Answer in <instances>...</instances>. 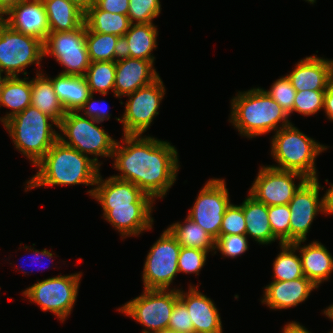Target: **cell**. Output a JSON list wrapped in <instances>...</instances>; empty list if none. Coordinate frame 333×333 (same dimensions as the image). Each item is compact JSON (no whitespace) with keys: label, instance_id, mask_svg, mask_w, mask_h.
Segmentation results:
<instances>
[{"label":"cell","instance_id":"cell-1","mask_svg":"<svg viewBox=\"0 0 333 333\" xmlns=\"http://www.w3.org/2000/svg\"><path fill=\"white\" fill-rule=\"evenodd\" d=\"M116 142L113 167L120 175L113 177L131 182L155 199L163 198L174 185L179 171L175 146L151 136L123 135Z\"/></svg>","mask_w":333,"mask_h":333},{"label":"cell","instance_id":"cell-2","mask_svg":"<svg viewBox=\"0 0 333 333\" xmlns=\"http://www.w3.org/2000/svg\"><path fill=\"white\" fill-rule=\"evenodd\" d=\"M38 172L26 182L25 191L36 187L85 184L95 187L100 166L92 158L57 140L35 165Z\"/></svg>","mask_w":333,"mask_h":333},{"label":"cell","instance_id":"cell-3","mask_svg":"<svg viewBox=\"0 0 333 333\" xmlns=\"http://www.w3.org/2000/svg\"><path fill=\"white\" fill-rule=\"evenodd\" d=\"M288 119L289 114L260 87L239 91L231 99L229 121L249 139L290 125Z\"/></svg>","mask_w":333,"mask_h":333},{"label":"cell","instance_id":"cell-4","mask_svg":"<svg viewBox=\"0 0 333 333\" xmlns=\"http://www.w3.org/2000/svg\"><path fill=\"white\" fill-rule=\"evenodd\" d=\"M53 124L58 128L53 118L30 105L7 120L3 126L10 134L16 150L35 166L59 139Z\"/></svg>","mask_w":333,"mask_h":333},{"label":"cell","instance_id":"cell-5","mask_svg":"<svg viewBox=\"0 0 333 333\" xmlns=\"http://www.w3.org/2000/svg\"><path fill=\"white\" fill-rule=\"evenodd\" d=\"M274 134L270 152L278 165L269 166L300 173L307 179H318L315 160L328 147L303 134L292 123Z\"/></svg>","mask_w":333,"mask_h":333},{"label":"cell","instance_id":"cell-6","mask_svg":"<svg viewBox=\"0 0 333 333\" xmlns=\"http://www.w3.org/2000/svg\"><path fill=\"white\" fill-rule=\"evenodd\" d=\"M96 123L102 122L83 116L78 111L66 112L58 124V128L63 133L58 134V140L86 156L93 155V161L100 166L103 163L98 162V157L112 158L117 140H114Z\"/></svg>","mask_w":333,"mask_h":333},{"label":"cell","instance_id":"cell-7","mask_svg":"<svg viewBox=\"0 0 333 333\" xmlns=\"http://www.w3.org/2000/svg\"><path fill=\"white\" fill-rule=\"evenodd\" d=\"M179 300V289H144L142 294L118 308L143 325L142 333L168 329L172 310Z\"/></svg>","mask_w":333,"mask_h":333},{"label":"cell","instance_id":"cell-8","mask_svg":"<svg viewBox=\"0 0 333 333\" xmlns=\"http://www.w3.org/2000/svg\"><path fill=\"white\" fill-rule=\"evenodd\" d=\"M81 276L82 272L38 280L22 293L30 302L38 304L42 311L52 312L63 322L73 310Z\"/></svg>","mask_w":333,"mask_h":333},{"label":"cell","instance_id":"cell-9","mask_svg":"<svg viewBox=\"0 0 333 333\" xmlns=\"http://www.w3.org/2000/svg\"><path fill=\"white\" fill-rule=\"evenodd\" d=\"M44 57L43 41L11 29L0 19V71L8 77L27 76L25 68L40 65Z\"/></svg>","mask_w":333,"mask_h":333},{"label":"cell","instance_id":"cell-10","mask_svg":"<svg viewBox=\"0 0 333 333\" xmlns=\"http://www.w3.org/2000/svg\"><path fill=\"white\" fill-rule=\"evenodd\" d=\"M181 245L166 229L150 247L142 272L144 289L169 290L174 278L179 274L178 258Z\"/></svg>","mask_w":333,"mask_h":333},{"label":"cell","instance_id":"cell-11","mask_svg":"<svg viewBox=\"0 0 333 333\" xmlns=\"http://www.w3.org/2000/svg\"><path fill=\"white\" fill-rule=\"evenodd\" d=\"M44 57L53 56L65 68L59 74L84 76L91 64L86 45V25L69 32H49L43 42Z\"/></svg>","mask_w":333,"mask_h":333},{"label":"cell","instance_id":"cell-12","mask_svg":"<svg viewBox=\"0 0 333 333\" xmlns=\"http://www.w3.org/2000/svg\"><path fill=\"white\" fill-rule=\"evenodd\" d=\"M163 81L159 77L151 84L128 94L125 112L122 118H115L122 123L124 135H143L159 114L160 103L166 94Z\"/></svg>","mask_w":333,"mask_h":333},{"label":"cell","instance_id":"cell-13","mask_svg":"<svg viewBox=\"0 0 333 333\" xmlns=\"http://www.w3.org/2000/svg\"><path fill=\"white\" fill-rule=\"evenodd\" d=\"M225 183L224 179H209L187 215L215 240L219 237L223 215L231 204Z\"/></svg>","mask_w":333,"mask_h":333},{"label":"cell","instance_id":"cell-14","mask_svg":"<svg viewBox=\"0 0 333 333\" xmlns=\"http://www.w3.org/2000/svg\"><path fill=\"white\" fill-rule=\"evenodd\" d=\"M318 179H307L294 193L288 206L291 211L289 243L307 240L306 235L319 212L325 213L324 195L319 198Z\"/></svg>","mask_w":333,"mask_h":333},{"label":"cell","instance_id":"cell-15","mask_svg":"<svg viewBox=\"0 0 333 333\" xmlns=\"http://www.w3.org/2000/svg\"><path fill=\"white\" fill-rule=\"evenodd\" d=\"M294 179H299V184L296 185ZM306 180L297 172L262 166L248 194L266 206L289 204L294 193Z\"/></svg>","mask_w":333,"mask_h":333},{"label":"cell","instance_id":"cell-16","mask_svg":"<svg viewBox=\"0 0 333 333\" xmlns=\"http://www.w3.org/2000/svg\"><path fill=\"white\" fill-rule=\"evenodd\" d=\"M153 66L151 61L121 55L116 60L115 97L127 96L157 80L160 76Z\"/></svg>","mask_w":333,"mask_h":333},{"label":"cell","instance_id":"cell-17","mask_svg":"<svg viewBox=\"0 0 333 333\" xmlns=\"http://www.w3.org/2000/svg\"><path fill=\"white\" fill-rule=\"evenodd\" d=\"M96 187L91 188L88 194L95 198L102 207L131 206V203H155L135 184L117 179L113 176L102 179L99 174Z\"/></svg>","mask_w":333,"mask_h":333},{"label":"cell","instance_id":"cell-18","mask_svg":"<svg viewBox=\"0 0 333 333\" xmlns=\"http://www.w3.org/2000/svg\"><path fill=\"white\" fill-rule=\"evenodd\" d=\"M153 203H131V206L102 207L103 217L121 234V238L138 236L151 230Z\"/></svg>","mask_w":333,"mask_h":333},{"label":"cell","instance_id":"cell-19","mask_svg":"<svg viewBox=\"0 0 333 333\" xmlns=\"http://www.w3.org/2000/svg\"><path fill=\"white\" fill-rule=\"evenodd\" d=\"M179 300L186 306L194 326V333H223L221 317L216 304L198 290L189 286L188 292L179 289Z\"/></svg>","mask_w":333,"mask_h":333},{"label":"cell","instance_id":"cell-20","mask_svg":"<svg viewBox=\"0 0 333 333\" xmlns=\"http://www.w3.org/2000/svg\"><path fill=\"white\" fill-rule=\"evenodd\" d=\"M287 77L297 92L326 90L333 81V59L317 55L306 57L295 64Z\"/></svg>","mask_w":333,"mask_h":333},{"label":"cell","instance_id":"cell-21","mask_svg":"<svg viewBox=\"0 0 333 333\" xmlns=\"http://www.w3.org/2000/svg\"><path fill=\"white\" fill-rule=\"evenodd\" d=\"M1 20L11 29L45 41L49 31L43 2L22 1L14 6Z\"/></svg>","mask_w":333,"mask_h":333},{"label":"cell","instance_id":"cell-22","mask_svg":"<svg viewBox=\"0 0 333 333\" xmlns=\"http://www.w3.org/2000/svg\"><path fill=\"white\" fill-rule=\"evenodd\" d=\"M317 288L305 276L295 280L272 281L264 288L261 302L272 310L288 309L304 302Z\"/></svg>","mask_w":333,"mask_h":333},{"label":"cell","instance_id":"cell-23","mask_svg":"<svg viewBox=\"0 0 333 333\" xmlns=\"http://www.w3.org/2000/svg\"><path fill=\"white\" fill-rule=\"evenodd\" d=\"M302 242L305 241H297L292 244L299 252L303 275L319 288L322 282L329 280L333 272V257L319 241L300 246Z\"/></svg>","mask_w":333,"mask_h":333},{"label":"cell","instance_id":"cell-24","mask_svg":"<svg viewBox=\"0 0 333 333\" xmlns=\"http://www.w3.org/2000/svg\"><path fill=\"white\" fill-rule=\"evenodd\" d=\"M157 30V26L153 23L131 24L130 29L122 37V55L154 63L155 57L152 52L157 48Z\"/></svg>","mask_w":333,"mask_h":333},{"label":"cell","instance_id":"cell-25","mask_svg":"<svg viewBox=\"0 0 333 333\" xmlns=\"http://www.w3.org/2000/svg\"><path fill=\"white\" fill-rule=\"evenodd\" d=\"M245 216V234L257 243L268 245L277 238L273 235L268 219V206L259 202L250 194L240 205Z\"/></svg>","mask_w":333,"mask_h":333},{"label":"cell","instance_id":"cell-26","mask_svg":"<svg viewBox=\"0 0 333 333\" xmlns=\"http://www.w3.org/2000/svg\"><path fill=\"white\" fill-rule=\"evenodd\" d=\"M31 105L60 123L66 111L55 93L50 77L41 71L31 80Z\"/></svg>","mask_w":333,"mask_h":333},{"label":"cell","instance_id":"cell-27","mask_svg":"<svg viewBox=\"0 0 333 333\" xmlns=\"http://www.w3.org/2000/svg\"><path fill=\"white\" fill-rule=\"evenodd\" d=\"M54 90L66 112L79 111L91 95L84 76L58 74L50 78Z\"/></svg>","mask_w":333,"mask_h":333},{"label":"cell","instance_id":"cell-28","mask_svg":"<svg viewBox=\"0 0 333 333\" xmlns=\"http://www.w3.org/2000/svg\"><path fill=\"white\" fill-rule=\"evenodd\" d=\"M50 32H69L84 24L85 13L68 0H44Z\"/></svg>","mask_w":333,"mask_h":333},{"label":"cell","instance_id":"cell-29","mask_svg":"<svg viewBox=\"0 0 333 333\" xmlns=\"http://www.w3.org/2000/svg\"><path fill=\"white\" fill-rule=\"evenodd\" d=\"M27 80L28 77L22 79L18 76L8 77L5 80L0 93V107H8L11 111L0 117L3 124L31 105V80Z\"/></svg>","mask_w":333,"mask_h":333},{"label":"cell","instance_id":"cell-30","mask_svg":"<svg viewBox=\"0 0 333 333\" xmlns=\"http://www.w3.org/2000/svg\"><path fill=\"white\" fill-rule=\"evenodd\" d=\"M84 23L93 32L117 35L121 38L131 26L128 15L100 10L96 5L85 13Z\"/></svg>","mask_w":333,"mask_h":333},{"label":"cell","instance_id":"cell-31","mask_svg":"<svg viewBox=\"0 0 333 333\" xmlns=\"http://www.w3.org/2000/svg\"><path fill=\"white\" fill-rule=\"evenodd\" d=\"M176 222L167 229L182 247L197 248L207 252L215 250V239L190 217L185 222Z\"/></svg>","mask_w":333,"mask_h":333},{"label":"cell","instance_id":"cell-32","mask_svg":"<svg viewBox=\"0 0 333 333\" xmlns=\"http://www.w3.org/2000/svg\"><path fill=\"white\" fill-rule=\"evenodd\" d=\"M122 38L96 33L86 27V45L91 62L116 61L122 55Z\"/></svg>","mask_w":333,"mask_h":333},{"label":"cell","instance_id":"cell-33","mask_svg":"<svg viewBox=\"0 0 333 333\" xmlns=\"http://www.w3.org/2000/svg\"><path fill=\"white\" fill-rule=\"evenodd\" d=\"M280 253L273 262V281L295 280L303 277L301 258L292 243L280 244Z\"/></svg>","mask_w":333,"mask_h":333},{"label":"cell","instance_id":"cell-34","mask_svg":"<svg viewBox=\"0 0 333 333\" xmlns=\"http://www.w3.org/2000/svg\"><path fill=\"white\" fill-rule=\"evenodd\" d=\"M115 72L116 61L91 62L84 75L91 94L107 95L109 90L114 93Z\"/></svg>","mask_w":333,"mask_h":333},{"label":"cell","instance_id":"cell-35","mask_svg":"<svg viewBox=\"0 0 333 333\" xmlns=\"http://www.w3.org/2000/svg\"><path fill=\"white\" fill-rule=\"evenodd\" d=\"M291 211L288 204L268 206V219L273 235L279 240V245L289 243Z\"/></svg>","mask_w":333,"mask_h":333},{"label":"cell","instance_id":"cell-36","mask_svg":"<svg viewBox=\"0 0 333 333\" xmlns=\"http://www.w3.org/2000/svg\"><path fill=\"white\" fill-rule=\"evenodd\" d=\"M161 13L160 0H129L128 18L131 24H149Z\"/></svg>","mask_w":333,"mask_h":333},{"label":"cell","instance_id":"cell-37","mask_svg":"<svg viewBox=\"0 0 333 333\" xmlns=\"http://www.w3.org/2000/svg\"><path fill=\"white\" fill-rule=\"evenodd\" d=\"M326 90L300 91L296 93L293 112H297L304 116L316 114L323 109L324 95Z\"/></svg>","mask_w":333,"mask_h":333},{"label":"cell","instance_id":"cell-38","mask_svg":"<svg viewBox=\"0 0 333 333\" xmlns=\"http://www.w3.org/2000/svg\"><path fill=\"white\" fill-rule=\"evenodd\" d=\"M264 91L274 99L286 113L290 114L292 112L297 91L292 86L287 75L277 79L269 90Z\"/></svg>","mask_w":333,"mask_h":333},{"label":"cell","instance_id":"cell-39","mask_svg":"<svg viewBox=\"0 0 333 333\" xmlns=\"http://www.w3.org/2000/svg\"><path fill=\"white\" fill-rule=\"evenodd\" d=\"M209 252L197 249L182 247L178 258V271L186 274L199 275V271L206 263Z\"/></svg>","mask_w":333,"mask_h":333},{"label":"cell","instance_id":"cell-40","mask_svg":"<svg viewBox=\"0 0 333 333\" xmlns=\"http://www.w3.org/2000/svg\"><path fill=\"white\" fill-rule=\"evenodd\" d=\"M248 237L246 234L220 235L215 240V250L226 257L237 258L248 250Z\"/></svg>","mask_w":333,"mask_h":333},{"label":"cell","instance_id":"cell-41","mask_svg":"<svg viewBox=\"0 0 333 333\" xmlns=\"http://www.w3.org/2000/svg\"><path fill=\"white\" fill-rule=\"evenodd\" d=\"M245 229L246 223L242 207L231 203L223 215L219 236L245 234Z\"/></svg>","mask_w":333,"mask_h":333},{"label":"cell","instance_id":"cell-42","mask_svg":"<svg viewBox=\"0 0 333 333\" xmlns=\"http://www.w3.org/2000/svg\"><path fill=\"white\" fill-rule=\"evenodd\" d=\"M168 329L177 333H194V326L186 306L178 300L172 310Z\"/></svg>","mask_w":333,"mask_h":333},{"label":"cell","instance_id":"cell-43","mask_svg":"<svg viewBox=\"0 0 333 333\" xmlns=\"http://www.w3.org/2000/svg\"><path fill=\"white\" fill-rule=\"evenodd\" d=\"M93 97H94L93 94H91L78 112H82L81 114H83L84 116L92 118L98 122H103L105 120L106 121L109 120L111 114L108 113L109 111L107 110V108H103V106L99 107L101 105V103L99 102L100 100H93ZM104 102L105 101H103V103ZM105 105H107V104H105Z\"/></svg>","mask_w":333,"mask_h":333},{"label":"cell","instance_id":"cell-44","mask_svg":"<svg viewBox=\"0 0 333 333\" xmlns=\"http://www.w3.org/2000/svg\"><path fill=\"white\" fill-rule=\"evenodd\" d=\"M95 5L100 10L127 15L129 9V0H96Z\"/></svg>","mask_w":333,"mask_h":333},{"label":"cell","instance_id":"cell-45","mask_svg":"<svg viewBox=\"0 0 333 333\" xmlns=\"http://www.w3.org/2000/svg\"><path fill=\"white\" fill-rule=\"evenodd\" d=\"M323 109L327 118L333 121V81L328 85L325 91Z\"/></svg>","mask_w":333,"mask_h":333},{"label":"cell","instance_id":"cell-46","mask_svg":"<svg viewBox=\"0 0 333 333\" xmlns=\"http://www.w3.org/2000/svg\"><path fill=\"white\" fill-rule=\"evenodd\" d=\"M282 333H311L305 328V326L300 325L299 322L292 321L285 324V327L282 329Z\"/></svg>","mask_w":333,"mask_h":333},{"label":"cell","instance_id":"cell-47","mask_svg":"<svg viewBox=\"0 0 333 333\" xmlns=\"http://www.w3.org/2000/svg\"><path fill=\"white\" fill-rule=\"evenodd\" d=\"M325 202V214H333V184L330 183V187L324 194Z\"/></svg>","mask_w":333,"mask_h":333},{"label":"cell","instance_id":"cell-48","mask_svg":"<svg viewBox=\"0 0 333 333\" xmlns=\"http://www.w3.org/2000/svg\"><path fill=\"white\" fill-rule=\"evenodd\" d=\"M23 0H0V19Z\"/></svg>","mask_w":333,"mask_h":333},{"label":"cell","instance_id":"cell-49","mask_svg":"<svg viewBox=\"0 0 333 333\" xmlns=\"http://www.w3.org/2000/svg\"><path fill=\"white\" fill-rule=\"evenodd\" d=\"M68 1L73 3L84 13H86L96 4V0H68Z\"/></svg>","mask_w":333,"mask_h":333},{"label":"cell","instance_id":"cell-50","mask_svg":"<svg viewBox=\"0 0 333 333\" xmlns=\"http://www.w3.org/2000/svg\"><path fill=\"white\" fill-rule=\"evenodd\" d=\"M24 248L25 249H29L30 251H33V255L37 258L36 259V261H38V260H40L39 258L40 257H46L47 259L49 258V259H51L52 257H53V253H51L49 250H47V249H43V250H41V251H39V250H35V248H33V249H31V247H29V246H24ZM33 260H35V259H33ZM41 261V260H40ZM25 270V269H24Z\"/></svg>","mask_w":333,"mask_h":333},{"label":"cell","instance_id":"cell-51","mask_svg":"<svg viewBox=\"0 0 333 333\" xmlns=\"http://www.w3.org/2000/svg\"><path fill=\"white\" fill-rule=\"evenodd\" d=\"M323 313L326 315V317L333 321V304L324 309Z\"/></svg>","mask_w":333,"mask_h":333},{"label":"cell","instance_id":"cell-52","mask_svg":"<svg viewBox=\"0 0 333 333\" xmlns=\"http://www.w3.org/2000/svg\"><path fill=\"white\" fill-rule=\"evenodd\" d=\"M2 73H3V72L0 71V93H1L2 86H3L4 82H5V80L8 78L7 75H5V76L3 77V76H2Z\"/></svg>","mask_w":333,"mask_h":333},{"label":"cell","instance_id":"cell-53","mask_svg":"<svg viewBox=\"0 0 333 333\" xmlns=\"http://www.w3.org/2000/svg\"><path fill=\"white\" fill-rule=\"evenodd\" d=\"M26 2H44V0H23Z\"/></svg>","mask_w":333,"mask_h":333},{"label":"cell","instance_id":"cell-54","mask_svg":"<svg viewBox=\"0 0 333 333\" xmlns=\"http://www.w3.org/2000/svg\"><path fill=\"white\" fill-rule=\"evenodd\" d=\"M307 2H309L310 4H314L316 2V0H305Z\"/></svg>","mask_w":333,"mask_h":333},{"label":"cell","instance_id":"cell-55","mask_svg":"<svg viewBox=\"0 0 333 333\" xmlns=\"http://www.w3.org/2000/svg\"><path fill=\"white\" fill-rule=\"evenodd\" d=\"M166 333H177V332H176V331L169 330V329H166Z\"/></svg>","mask_w":333,"mask_h":333},{"label":"cell","instance_id":"cell-56","mask_svg":"<svg viewBox=\"0 0 333 333\" xmlns=\"http://www.w3.org/2000/svg\"><path fill=\"white\" fill-rule=\"evenodd\" d=\"M156 333H166V329L165 330H161V331H158Z\"/></svg>","mask_w":333,"mask_h":333}]
</instances>
